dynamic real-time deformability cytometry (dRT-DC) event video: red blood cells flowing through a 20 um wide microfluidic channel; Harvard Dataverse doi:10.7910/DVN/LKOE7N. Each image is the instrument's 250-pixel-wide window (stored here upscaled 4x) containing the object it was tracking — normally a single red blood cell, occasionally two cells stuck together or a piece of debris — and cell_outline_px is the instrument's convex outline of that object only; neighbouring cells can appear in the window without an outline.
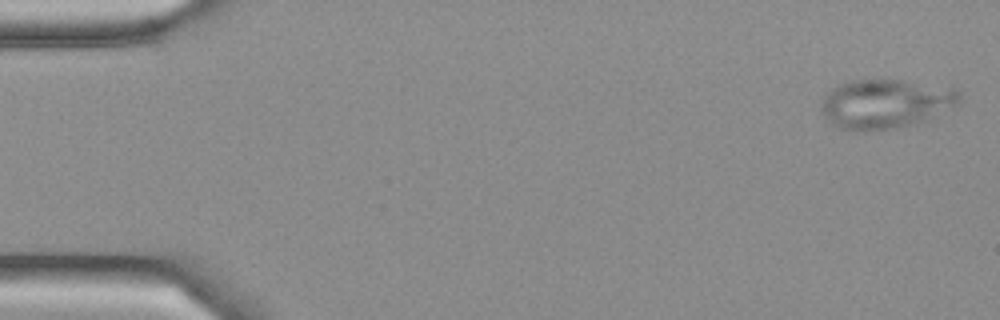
{"species": "Egyptian fruit bat (a non-hibernating species)", "species_latin": "Rousettus aegyptiacus", "temperature_condition": "cold", "stored_images_in_passage": 6, "camera_frame_rate_fps": 3000, "um_per_image_px": 0.085, "frame": {"image": 1, "passage_image": 1, "time_ms": 0.0, "image_size_px": [1000, 320], "cell_outline_px": [[960, 104], [936, 116], [924, 120], [892, 128], [864, 132], [856, 132], [840, 128], [832, 124], [820, 112], [820, 104], [824, 96], [832, 88], [840, 84], [852, 80], [900, 80], [956, 88], [960, 92]], "centroid_in_image_um": [75.25, 8.83], "position_along_channel_um": 9.8, "area_um2": 39.82}}